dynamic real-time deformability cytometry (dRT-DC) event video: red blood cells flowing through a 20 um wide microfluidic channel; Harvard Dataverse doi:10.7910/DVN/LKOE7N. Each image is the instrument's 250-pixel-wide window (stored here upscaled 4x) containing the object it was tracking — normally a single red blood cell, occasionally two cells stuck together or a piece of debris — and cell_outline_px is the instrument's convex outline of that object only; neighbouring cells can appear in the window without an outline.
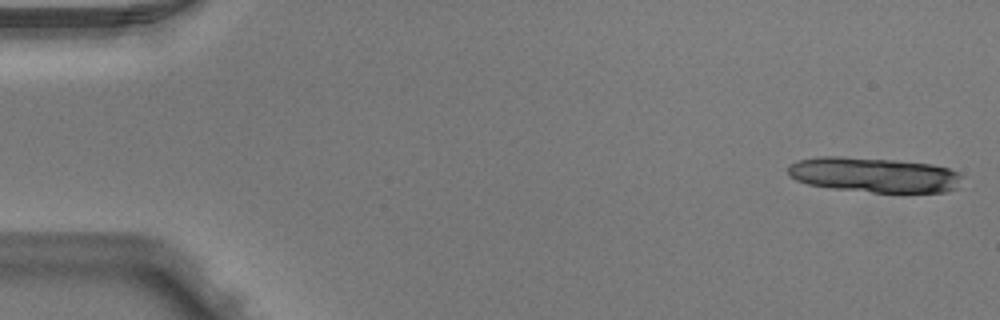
{"species": "Egyptian fruit bat (a non-hibernating species)", "species_latin": "Rousettus aegyptiacus", "temperature_condition": "warm", "stored_images_in_passage": 5, "camera_frame_rate_fps": 3000, "um_per_image_px": 0.085, "animal": {"sex": "male"}, "frame": {"image": 1, "passage_image": 1, "time_ms": 0.0, "image_size_px": [1000, 320], "cell_outline_px": [[960, 176], [952, 188], [944, 192], [904, 196], [832, 188], [808, 184], [796, 180], [788, 176], [788, 164], [796, 160], [820, 156], [840, 156], [896, 160], [932, 164], [948, 168], [956, 172]], "centroid_in_image_um": [74.25, 14.89], "position_along_channel_um": 10.8, "area_um2": 36.36}}